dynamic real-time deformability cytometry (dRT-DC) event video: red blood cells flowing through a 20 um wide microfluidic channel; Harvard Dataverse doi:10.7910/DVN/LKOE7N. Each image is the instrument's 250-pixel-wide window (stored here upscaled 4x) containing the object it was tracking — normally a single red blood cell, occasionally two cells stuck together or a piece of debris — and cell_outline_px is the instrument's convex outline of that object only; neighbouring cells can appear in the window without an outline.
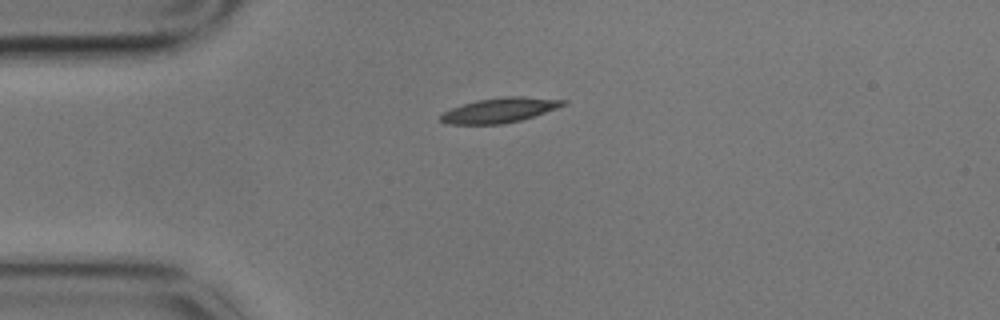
{"species": "common noctule bat (a hibernating species)", "species_latin": "Nyctalus noctula", "temperature_condition": "cold", "stored_images_in_passage": 9, "camera_frame_rate_fps": 3000, "um_per_image_px": 0.085, "animal": {"sex": "male", "body_mass_g": 17.9}, "frame": {"image": 1, "passage_image": 1, "time_ms": 0.0, "image_size_px": [1000, 320], "cell_outline_px": [[568, 104], [520, 120], [504, 124], [448, 124], [440, 120], [440, 116], [444, 112], [452, 108], [476, 100], [500, 96], [524, 96], [568, 100]], "centroid_in_image_um": [42.49, 9.35], "position_along_channel_um": 42.5, "area_um2": 17.69}}
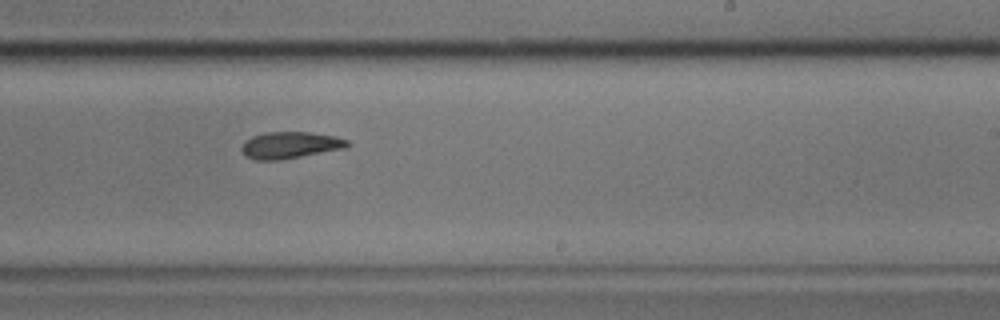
{"frame": {"image": 2, "passage_image": 7, "time_ms": 2.0, "image_size_px": [1000, 320], "cell_outline_px": [[352, 144], [348, 148], [280, 160], [256, 160], [244, 156], [240, 148], [244, 140], [252, 136], [264, 132], [308, 132], [336, 136], [348, 140]], "centroid_in_image_um": [24.67, 12.34], "position_along_channel_um": 264.3, "area_um2": 16.82}}
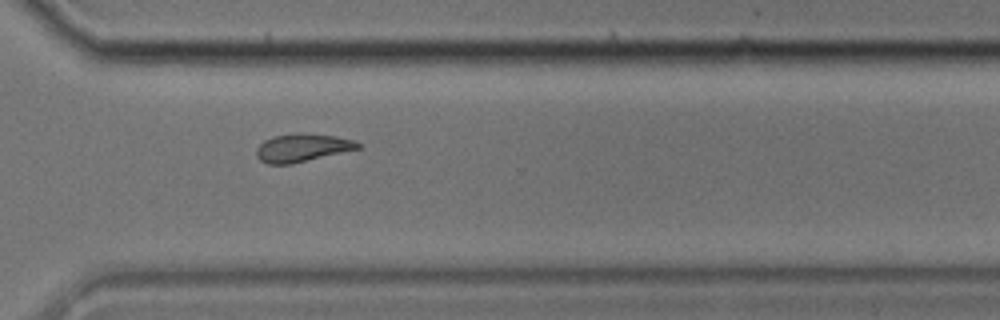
{"frame": {"image": 3, "passage_image": 9, "time_ms": 2.667, "image_size_px": [1000, 320], "cell_outline_px": [[360, 148], [292, 164], [268, 164], [260, 160], [256, 156], [256, 148], [264, 140], [272, 136], [296, 132], [304, 132], [336, 136], [352, 140], [360, 144]], "centroid_in_image_um": [25.64, 12.54], "position_along_channel_um": 345.0, "area_um2": 16.7}}